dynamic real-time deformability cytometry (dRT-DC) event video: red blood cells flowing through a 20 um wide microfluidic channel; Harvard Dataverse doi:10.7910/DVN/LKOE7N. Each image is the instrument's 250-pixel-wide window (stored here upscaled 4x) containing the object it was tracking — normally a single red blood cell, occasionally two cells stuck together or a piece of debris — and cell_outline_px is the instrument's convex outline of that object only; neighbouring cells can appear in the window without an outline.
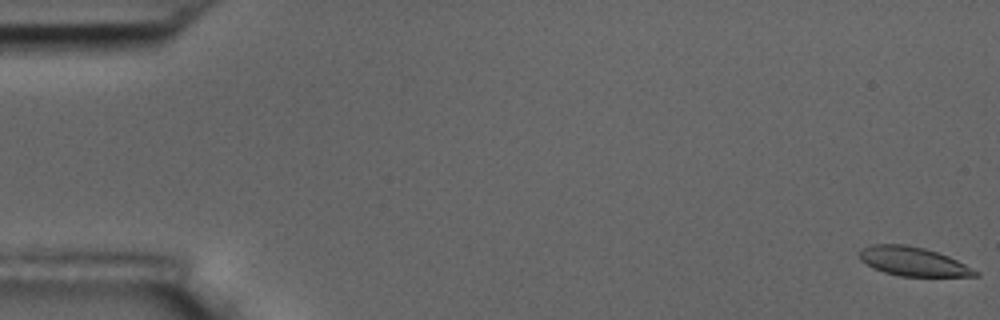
{"species": "common noctule bat (a hibernating species)", "species_latin": "Nyctalus noctula", "temperature_condition": "room temperature", "stored_images_in_passage": 13, "camera_frame_rate_fps": 3000, "um_per_image_px": 0.085, "animal": {"sex": "male", "body_mass_g": 17.5, "forearm_length_mm": 52.3}, "frame": {"image": 1, "passage_image": 1, "time_ms": 0.0, "image_size_px": [1000, 320], "cell_outline_px": [[980, 276], [900, 276], [884, 272], [860, 260], [860, 248], [872, 244], [904, 244], [924, 248], [948, 256], [980, 272]], "centroid_in_image_um": [77.61, 22.22], "position_along_channel_um": 7.4, "area_um2": 19.31}}
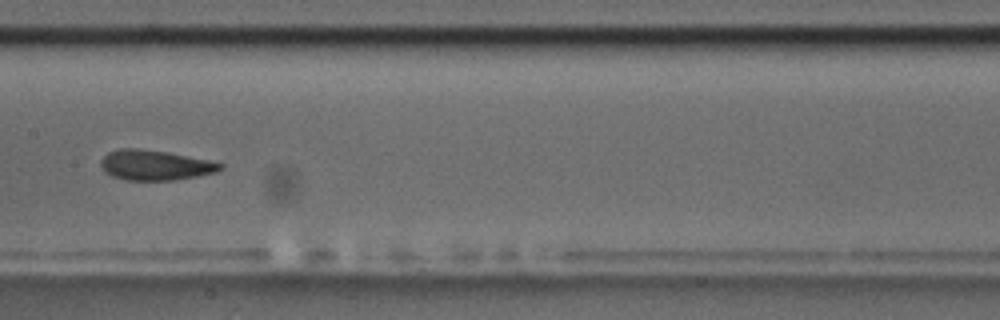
{"frame": {"image": 2, "passage_image": 8, "time_ms": 9.333, "image_size_px": [1000, 320], "cell_outline_px": [[224, 168], [216, 172], [176, 180], [124, 180], [112, 176], [104, 172], [100, 164], [100, 160], [108, 152], [120, 148], [140, 148], [168, 152], [208, 160], [224, 164]], "centroid_in_image_um": [13.16, 14.03], "position_along_channel_um": 194.2, "area_um2": 21.1}}
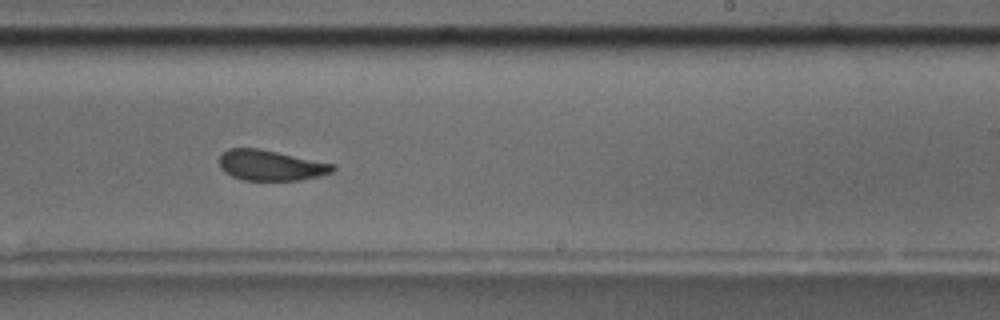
{"frame": {"image": 3, "passage_image": 10, "time_ms": 11.333, "image_size_px": [1000, 320], "cell_outline_px": [[336, 168], [332, 172], [300, 180], [244, 180], [232, 176], [224, 172], [220, 168], [220, 156], [228, 148], [260, 148], [336, 164]], "centroid_in_image_um": [23.01, 14.04], "position_along_channel_um": 266.0, "area_um2": 20.17}, "authors_computed_cell_mechanics": {"area_um2": 20.9814, "velocity_mm_per_s": 3.605, "shape_relaxation_time_tau1_ms": 7.0807, "shape_relaxation_time_tau2_ms": 1.7362, "deformation_change_tau1": 0.1612, "deformation_change_tau2": 0.054}}